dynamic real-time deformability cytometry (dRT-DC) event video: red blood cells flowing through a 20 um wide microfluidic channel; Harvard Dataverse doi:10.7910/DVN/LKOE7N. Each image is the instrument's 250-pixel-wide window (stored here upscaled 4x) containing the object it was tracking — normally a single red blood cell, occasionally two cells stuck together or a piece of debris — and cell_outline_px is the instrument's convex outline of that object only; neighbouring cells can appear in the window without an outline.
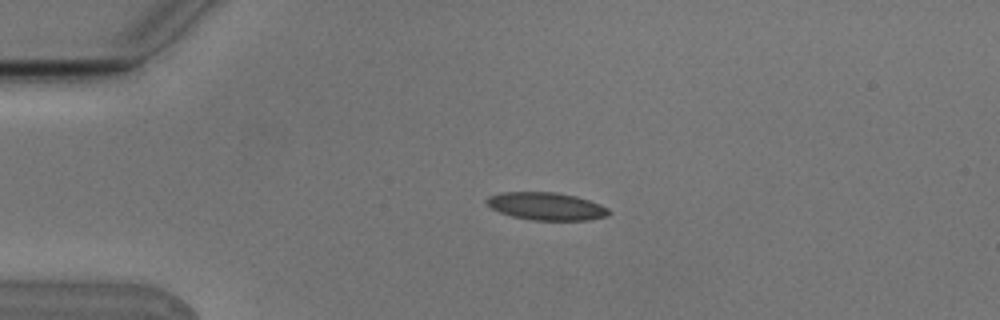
{"species": "Egyptian fruit bat (a non-hibernating species)", "species_latin": "Rousettus aegyptiacus", "temperature_condition": "cold", "stored_images_in_passage": 3, "camera_frame_rate_fps": 3000, "um_per_image_px": 0.085, "animal": {"sex": "male"}, "frame": {"image": 1, "passage_image": 2, "time_ms": 0.333, "image_size_px": [1000, 320], "cell_outline_px": [[612, 212], [608, 216], [588, 220], [532, 220], [512, 216], [500, 212], [492, 208], [484, 200], [488, 196], [500, 192], [556, 192], [576, 196], [600, 204], [608, 208]], "centroid_in_image_um": [46.45, 17.53], "position_along_channel_um": 38.6, "area_um2": 19.77}}